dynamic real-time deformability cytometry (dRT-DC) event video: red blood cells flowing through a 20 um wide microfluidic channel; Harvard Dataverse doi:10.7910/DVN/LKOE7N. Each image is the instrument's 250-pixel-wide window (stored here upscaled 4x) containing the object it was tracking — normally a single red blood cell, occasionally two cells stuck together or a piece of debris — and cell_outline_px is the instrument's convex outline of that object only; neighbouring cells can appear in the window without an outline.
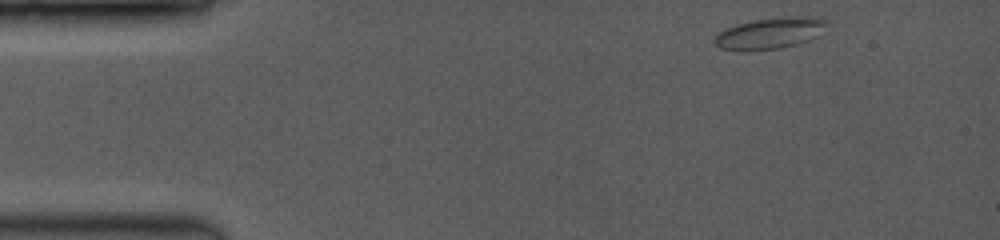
{"species": "common noctule bat (a hibernating species)", "species_latin": "Nyctalus noctula", "temperature_condition": "room temperature", "stored_images_in_passage": 9, "camera_frame_rate_fps": 3500, "um_per_image_px": 0.085, "animal": {"sex": "female", "body_mass_g": 19.0, "forearm_length_mm": 53.3}, "frame": {"image": 1, "passage_image": 1, "time_ms": 0.0, "image_size_px": [1000, 240], "cell_outline_px": [[828, 24], [816, 36], [808, 40], [796, 44], [780, 48], [720, 48], [712, 40], [716, 32], [724, 28], [736, 24], [752, 20], [808, 16], [824, 20]], "centroid_in_image_um": [65.4, 2.79], "position_along_channel_um": 19.6, "area_um2": 19.54}}
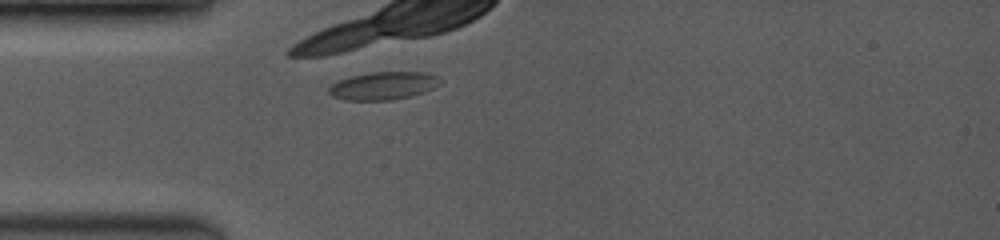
{"frame": {"image": 2, "passage_image": 9, "time_ms": 2.857, "image_size_px": [1000, 240], "cell_outline_px": [[440, 84], [424, 92], [412, 96], [392, 100], [344, 100], [332, 96], [328, 92], [328, 88], [332, 84], [340, 80], [352, 76], [372, 72], [420, 72], [436, 76], [440, 80]], "centroid_in_image_um": [32.56, 7.3], "position_along_channel_um": 52.4, "area_um2": 17.92}}